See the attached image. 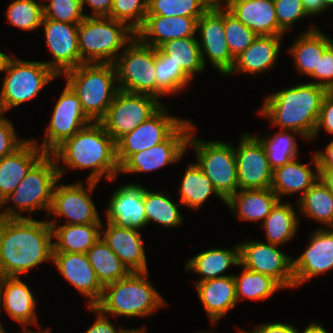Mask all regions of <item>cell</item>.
Segmentation results:
<instances>
[{
    "label": "cell",
    "instance_id": "obj_1",
    "mask_svg": "<svg viewBox=\"0 0 333 333\" xmlns=\"http://www.w3.org/2000/svg\"><path fill=\"white\" fill-rule=\"evenodd\" d=\"M53 231L48 221L4 218L0 221V277L20 276L53 259Z\"/></svg>",
    "mask_w": 333,
    "mask_h": 333
},
{
    "label": "cell",
    "instance_id": "obj_2",
    "mask_svg": "<svg viewBox=\"0 0 333 333\" xmlns=\"http://www.w3.org/2000/svg\"><path fill=\"white\" fill-rule=\"evenodd\" d=\"M58 164L68 169H89L87 181L98 182L105 177L114 181L120 171L116 141L99 122H92L66 139L51 153Z\"/></svg>",
    "mask_w": 333,
    "mask_h": 333
},
{
    "label": "cell",
    "instance_id": "obj_3",
    "mask_svg": "<svg viewBox=\"0 0 333 333\" xmlns=\"http://www.w3.org/2000/svg\"><path fill=\"white\" fill-rule=\"evenodd\" d=\"M328 90L315 83H303L265 97L259 114L281 130L295 131L311 140Z\"/></svg>",
    "mask_w": 333,
    "mask_h": 333
},
{
    "label": "cell",
    "instance_id": "obj_4",
    "mask_svg": "<svg viewBox=\"0 0 333 333\" xmlns=\"http://www.w3.org/2000/svg\"><path fill=\"white\" fill-rule=\"evenodd\" d=\"M56 163L52 154L46 153L27 173L13 193L1 200L4 218H32V213L44 210L49 213L55 184L67 168ZM8 201L12 205L6 207ZM24 211L29 216H23Z\"/></svg>",
    "mask_w": 333,
    "mask_h": 333
},
{
    "label": "cell",
    "instance_id": "obj_5",
    "mask_svg": "<svg viewBox=\"0 0 333 333\" xmlns=\"http://www.w3.org/2000/svg\"><path fill=\"white\" fill-rule=\"evenodd\" d=\"M148 271L130 272L126 277L104 286L94 305L111 316L148 317L166 306L162 295L147 281Z\"/></svg>",
    "mask_w": 333,
    "mask_h": 333
},
{
    "label": "cell",
    "instance_id": "obj_6",
    "mask_svg": "<svg viewBox=\"0 0 333 333\" xmlns=\"http://www.w3.org/2000/svg\"><path fill=\"white\" fill-rule=\"evenodd\" d=\"M63 75L80 99L86 115L93 122H99L119 91L114 64L83 63Z\"/></svg>",
    "mask_w": 333,
    "mask_h": 333
},
{
    "label": "cell",
    "instance_id": "obj_7",
    "mask_svg": "<svg viewBox=\"0 0 333 333\" xmlns=\"http://www.w3.org/2000/svg\"><path fill=\"white\" fill-rule=\"evenodd\" d=\"M136 32L128 24L108 17H85L78 25L79 50L83 63L113 64Z\"/></svg>",
    "mask_w": 333,
    "mask_h": 333
},
{
    "label": "cell",
    "instance_id": "obj_8",
    "mask_svg": "<svg viewBox=\"0 0 333 333\" xmlns=\"http://www.w3.org/2000/svg\"><path fill=\"white\" fill-rule=\"evenodd\" d=\"M2 71L4 78L0 90V111L33 100L52 80L58 77L44 61H28L6 57Z\"/></svg>",
    "mask_w": 333,
    "mask_h": 333
},
{
    "label": "cell",
    "instance_id": "obj_9",
    "mask_svg": "<svg viewBox=\"0 0 333 333\" xmlns=\"http://www.w3.org/2000/svg\"><path fill=\"white\" fill-rule=\"evenodd\" d=\"M194 126L189 134L187 148L192 145L196 164L211 180L218 194L227 201L238 191L237 164L234 146L223 141H203L195 137Z\"/></svg>",
    "mask_w": 333,
    "mask_h": 333
},
{
    "label": "cell",
    "instance_id": "obj_10",
    "mask_svg": "<svg viewBox=\"0 0 333 333\" xmlns=\"http://www.w3.org/2000/svg\"><path fill=\"white\" fill-rule=\"evenodd\" d=\"M156 48L135 37L114 61L119 90L157 98Z\"/></svg>",
    "mask_w": 333,
    "mask_h": 333
},
{
    "label": "cell",
    "instance_id": "obj_11",
    "mask_svg": "<svg viewBox=\"0 0 333 333\" xmlns=\"http://www.w3.org/2000/svg\"><path fill=\"white\" fill-rule=\"evenodd\" d=\"M162 106L163 103L154 96L119 90L99 123L117 141L148 120Z\"/></svg>",
    "mask_w": 333,
    "mask_h": 333
},
{
    "label": "cell",
    "instance_id": "obj_12",
    "mask_svg": "<svg viewBox=\"0 0 333 333\" xmlns=\"http://www.w3.org/2000/svg\"><path fill=\"white\" fill-rule=\"evenodd\" d=\"M93 121L83 111L80 99L66 83L53 108L51 120L45 128L43 142L33 141L45 152L51 154L66 139Z\"/></svg>",
    "mask_w": 333,
    "mask_h": 333
},
{
    "label": "cell",
    "instance_id": "obj_13",
    "mask_svg": "<svg viewBox=\"0 0 333 333\" xmlns=\"http://www.w3.org/2000/svg\"><path fill=\"white\" fill-rule=\"evenodd\" d=\"M168 108L163 105L148 120L116 141L119 166L132 154L164 142L185 121V119L170 116Z\"/></svg>",
    "mask_w": 333,
    "mask_h": 333
},
{
    "label": "cell",
    "instance_id": "obj_14",
    "mask_svg": "<svg viewBox=\"0 0 333 333\" xmlns=\"http://www.w3.org/2000/svg\"><path fill=\"white\" fill-rule=\"evenodd\" d=\"M55 184L52 205L46 217L53 213L56 217L67 218L66 223L72 225L102 224L96 205L91 198V192L98 182L87 181V190L80 181L74 184Z\"/></svg>",
    "mask_w": 333,
    "mask_h": 333
},
{
    "label": "cell",
    "instance_id": "obj_15",
    "mask_svg": "<svg viewBox=\"0 0 333 333\" xmlns=\"http://www.w3.org/2000/svg\"><path fill=\"white\" fill-rule=\"evenodd\" d=\"M239 246L241 267L269 276L283 288H294L293 258L278 245L250 240Z\"/></svg>",
    "mask_w": 333,
    "mask_h": 333
},
{
    "label": "cell",
    "instance_id": "obj_16",
    "mask_svg": "<svg viewBox=\"0 0 333 333\" xmlns=\"http://www.w3.org/2000/svg\"><path fill=\"white\" fill-rule=\"evenodd\" d=\"M194 125L185 120L164 142L132 154L121 166V173H149L175 164L183 158Z\"/></svg>",
    "mask_w": 333,
    "mask_h": 333
},
{
    "label": "cell",
    "instance_id": "obj_17",
    "mask_svg": "<svg viewBox=\"0 0 333 333\" xmlns=\"http://www.w3.org/2000/svg\"><path fill=\"white\" fill-rule=\"evenodd\" d=\"M237 164L238 190L270 188L273 170L270 167L265 147L249 133L242 134L234 147Z\"/></svg>",
    "mask_w": 333,
    "mask_h": 333
},
{
    "label": "cell",
    "instance_id": "obj_18",
    "mask_svg": "<svg viewBox=\"0 0 333 333\" xmlns=\"http://www.w3.org/2000/svg\"><path fill=\"white\" fill-rule=\"evenodd\" d=\"M199 46L204 66L205 57L217 71L227 75L235 58L231 55L225 38L224 8H209L197 21Z\"/></svg>",
    "mask_w": 333,
    "mask_h": 333
},
{
    "label": "cell",
    "instance_id": "obj_19",
    "mask_svg": "<svg viewBox=\"0 0 333 333\" xmlns=\"http://www.w3.org/2000/svg\"><path fill=\"white\" fill-rule=\"evenodd\" d=\"M79 23L43 19L45 42L52 60L44 62L57 76L82 64L78 42Z\"/></svg>",
    "mask_w": 333,
    "mask_h": 333
},
{
    "label": "cell",
    "instance_id": "obj_20",
    "mask_svg": "<svg viewBox=\"0 0 333 333\" xmlns=\"http://www.w3.org/2000/svg\"><path fill=\"white\" fill-rule=\"evenodd\" d=\"M311 235L306 250L293 257L294 288L333 270V228L322 227Z\"/></svg>",
    "mask_w": 333,
    "mask_h": 333
},
{
    "label": "cell",
    "instance_id": "obj_21",
    "mask_svg": "<svg viewBox=\"0 0 333 333\" xmlns=\"http://www.w3.org/2000/svg\"><path fill=\"white\" fill-rule=\"evenodd\" d=\"M52 261L63 278L88 297L87 306H94L101 299L104 286L98 280L87 254L53 252Z\"/></svg>",
    "mask_w": 333,
    "mask_h": 333
},
{
    "label": "cell",
    "instance_id": "obj_22",
    "mask_svg": "<svg viewBox=\"0 0 333 333\" xmlns=\"http://www.w3.org/2000/svg\"><path fill=\"white\" fill-rule=\"evenodd\" d=\"M106 211V222L117 226L138 229L147 225L144 208V187L124 183L111 195Z\"/></svg>",
    "mask_w": 333,
    "mask_h": 333
},
{
    "label": "cell",
    "instance_id": "obj_23",
    "mask_svg": "<svg viewBox=\"0 0 333 333\" xmlns=\"http://www.w3.org/2000/svg\"><path fill=\"white\" fill-rule=\"evenodd\" d=\"M101 238L130 272L148 271L144 242L138 229L125 228L107 222Z\"/></svg>",
    "mask_w": 333,
    "mask_h": 333
},
{
    "label": "cell",
    "instance_id": "obj_24",
    "mask_svg": "<svg viewBox=\"0 0 333 333\" xmlns=\"http://www.w3.org/2000/svg\"><path fill=\"white\" fill-rule=\"evenodd\" d=\"M197 21L194 17L146 15L136 37L143 44L157 49L170 40L196 37Z\"/></svg>",
    "mask_w": 333,
    "mask_h": 333
},
{
    "label": "cell",
    "instance_id": "obj_25",
    "mask_svg": "<svg viewBox=\"0 0 333 333\" xmlns=\"http://www.w3.org/2000/svg\"><path fill=\"white\" fill-rule=\"evenodd\" d=\"M46 153L33 141H26L12 154L0 158V199L13 193L30 169Z\"/></svg>",
    "mask_w": 333,
    "mask_h": 333
},
{
    "label": "cell",
    "instance_id": "obj_26",
    "mask_svg": "<svg viewBox=\"0 0 333 333\" xmlns=\"http://www.w3.org/2000/svg\"><path fill=\"white\" fill-rule=\"evenodd\" d=\"M3 310L23 328L30 324L38 326L36 299L28 285L19 276L0 277Z\"/></svg>",
    "mask_w": 333,
    "mask_h": 333
},
{
    "label": "cell",
    "instance_id": "obj_27",
    "mask_svg": "<svg viewBox=\"0 0 333 333\" xmlns=\"http://www.w3.org/2000/svg\"><path fill=\"white\" fill-rule=\"evenodd\" d=\"M226 9L258 36L285 35L273 0H235Z\"/></svg>",
    "mask_w": 333,
    "mask_h": 333
},
{
    "label": "cell",
    "instance_id": "obj_28",
    "mask_svg": "<svg viewBox=\"0 0 333 333\" xmlns=\"http://www.w3.org/2000/svg\"><path fill=\"white\" fill-rule=\"evenodd\" d=\"M195 284L204 310L214 325L238 304L233 274Z\"/></svg>",
    "mask_w": 333,
    "mask_h": 333
},
{
    "label": "cell",
    "instance_id": "obj_29",
    "mask_svg": "<svg viewBox=\"0 0 333 333\" xmlns=\"http://www.w3.org/2000/svg\"><path fill=\"white\" fill-rule=\"evenodd\" d=\"M283 36H257L253 43L235 58L234 66L227 75L249 73L257 76L272 69L279 57Z\"/></svg>",
    "mask_w": 333,
    "mask_h": 333
},
{
    "label": "cell",
    "instance_id": "obj_30",
    "mask_svg": "<svg viewBox=\"0 0 333 333\" xmlns=\"http://www.w3.org/2000/svg\"><path fill=\"white\" fill-rule=\"evenodd\" d=\"M312 161L314 169L310 164L300 163L297 158L284 164L273 171L271 189L281 200V196L300 193V198L313 184L320 179L318 161L313 153Z\"/></svg>",
    "mask_w": 333,
    "mask_h": 333
},
{
    "label": "cell",
    "instance_id": "obj_31",
    "mask_svg": "<svg viewBox=\"0 0 333 333\" xmlns=\"http://www.w3.org/2000/svg\"><path fill=\"white\" fill-rule=\"evenodd\" d=\"M278 201L271 188L243 189L232 195L226 205L240 220L263 222Z\"/></svg>",
    "mask_w": 333,
    "mask_h": 333
},
{
    "label": "cell",
    "instance_id": "obj_32",
    "mask_svg": "<svg viewBox=\"0 0 333 333\" xmlns=\"http://www.w3.org/2000/svg\"><path fill=\"white\" fill-rule=\"evenodd\" d=\"M308 29L295 39L288 52L293 56L298 72L310 76L314 70H318L319 59L333 40L316 26L312 25Z\"/></svg>",
    "mask_w": 333,
    "mask_h": 333
},
{
    "label": "cell",
    "instance_id": "obj_33",
    "mask_svg": "<svg viewBox=\"0 0 333 333\" xmlns=\"http://www.w3.org/2000/svg\"><path fill=\"white\" fill-rule=\"evenodd\" d=\"M57 219L48 220L52 226L53 252H78L87 253L101 238L102 224H57ZM58 226V227H57Z\"/></svg>",
    "mask_w": 333,
    "mask_h": 333
},
{
    "label": "cell",
    "instance_id": "obj_34",
    "mask_svg": "<svg viewBox=\"0 0 333 333\" xmlns=\"http://www.w3.org/2000/svg\"><path fill=\"white\" fill-rule=\"evenodd\" d=\"M185 265L186 271L202 275L196 283L229 276L223 273L230 266H240V246L234 245V249L211 248L196 254Z\"/></svg>",
    "mask_w": 333,
    "mask_h": 333
},
{
    "label": "cell",
    "instance_id": "obj_35",
    "mask_svg": "<svg viewBox=\"0 0 333 333\" xmlns=\"http://www.w3.org/2000/svg\"><path fill=\"white\" fill-rule=\"evenodd\" d=\"M178 191L180 193L179 202L187 208L200 209L211 195L217 196L226 204L196 162L188 164Z\"/></svg>",
    "mask_w": 333,
    "mask_h": 333
},
{
    "label": "cell",
    "instance_id": "obj_36",
    "mask_svg": "<svg viewBox=\"0 0 333 333\" xmlns=\"http://www.w3.org/2000/svg\"><path fill=\"white\" fill-rule=\"evenodd\" d=\"M261 223L267 243L280 246L295 236L299 219L290 203L279 200Z\"/></svg>",
    "mask_w": 333,
    "mask_h": 333
},
{
    "label": "cell",
    "instance_id": "obj_37",
    "mask_svg": "<svg viewBox=\"0 0 333 333\" xmlns=\"http://www.w3.org/2000/svg\"><path fill=\"white\" fill-rule=\"evenodd\" d=\"M295 203L301 215L333 228V194L320 179Z\"/></svg>",
    "mask_w": 333,
    "mask_h": 333
},
{
    "label": "cell",
    "instance_id": "obj_38",
    "mask_svg": "<svg viewBox=\"0 0 333 333\" xmlns=\"http://www.w3.org/2000/svg\"><path fill=\"white\" fill-rule=\"evenodd\" d=\"M86 254L103 286L118 281L130 273L102 238L91 246Z\"/></svg>",
    "mask_w": 333,
    "mask_h": 333
},
{
    "label": "cell",
    "instance_id": "obj_39",
    "mask_svg": "<svg viewBox=\"0 0 333 333\" xmlns=\"http://www.w3.org/2000/svg\"><path fill=\"white\" fill-rule=\"evenodd\" d=\"M198 40L196 37L178 38L165 42L159 49L193 79L205 69Z\"/></svg>",
    "mask_w": 333,
    "mask_h": 333
},
{
    "label": "cell",
    "instance_id": "obj_40",
    "mask_svg": "<svg viewBox=\"0 0 333 333\" xmlns=\"http://www.w3.org/2000/svg\"><path fill=\"white\" fill-rule=\"evenodd\" d=\"M155 70L157 81V99L167 94H176L185 89L191 81V77L159 48L156 49Z\"/></svg>",
    "mask_w": 333,
    "mask_h": 333
},
{
    "label": "cell",
    "instance_id": "obj_41",
    "mask_svg": "<svg viewBox=\"0 0 333 333\" xmlns=\"http://www.w3.org/2000/svg\"><path fill=\"white\" fill-rule=\"evenodd\" d=\"M179 204L173 202L170 197L163 192H151L144 187V208L147 224L151 221L163 227L175 228L183 224V217L179 212Z\"/></svg>",
    "mask_w": 333,
    "mask_h": 333
},
{
    "label": "cell",
    "instance_id": "obj_42",
    "mask_svg": "<svg viewBox=\"0 0 333 333\" xmlns=\"http://www.w3.org/2000/svg\"><path fill=\"white\" fill-rule=\"evenodd\" d=\"M236 283V298L241 302L266 300L276 291L284 289L275 279L243 267L239 275H233Z\"/></svg>",
    "mask_w": 333,
    "mask_h": 333
},
{
    "label": "cell",
    "instance_id": "obj_43",
    "mask_svg": "<svg viewBox=\"0 0 333 333\" xmlns=\"http://www.w3.org/2000/svg\"><path fill=\"white\" fill-rule=\"evenodd\" d=\"M293 134L303 138L298 132L290 130V133H287V130L281 129L274 133V136H256L265 147L267 159L273 171L297 157L298 145Z\"/></svg>",
    "mask_w": 333,
    "mask_h": 333
},
{
    "label": "cell",
    "instance_id": "obj_44",
    "mask_svg": "<svg viewBox=\"0 0 333 333\" xmlns=\"http://www.w3.org/2000/svg\"><path fill=\"white\" fill-rule=\"evenodd\" d=\"M44 0H13L6 11L8 22L13 27L33 31L42 27Z\"/></svg>",
    "mask_w": 333,
    "mask_h": 333
},
{
    "label": "cell",
    "instance_id": "obj_45",
    "mask_svg": "<svg viewBox=\"0 0 333 333\" xmlns=\"http://www.w3.org/2000/svg\"><path fill=\"white\" fill-rule=\"evenodd\" d=\"M208 9L205 0H148L146 15L185 16L198 20Z\"/></svg>",
    "mask_w": 333,
    "mask_h": 333
},
{
    "label": "cell",
    "instance_id": "obj_46",
    "mask_svg": "<svg viewBox=\"0 0 333 333\" xmlns=\"http://www.w3.org/2000/svg\"><path fill=\"white\" fill-rule=\"evenodd\" d=\"M224 30L228 48L234 58L251 45L258 36L226 8H224Z\"/></svg>",
    "mask_w": 333,
    "mask_h": 333
},
{
    "label": "cell",
    "instance_id": "obj_47",
    "mask_svg": "<svg viewBox=\"0 0 333 333\" xmlns=\"http://www.w3.org/2000/svg\"><path fill=\"white\" fill-rule=\"evenodd\" d=\"M147 7L148 0H113L108 18L126 23L136 32L144 23Z\"/></svg>",
    "mask_w": 333,
    "mask_h": 333
},
{
    "label": "cell",
    "instance_id": "obj_48",
    "mask_svg": "<svg viewBox=\"0 0 333 333\" xmlns=\"http://www.w3.org/2000/svg\"><path fill=\"white\" fill-rule=\"evenodd\" d=\"M44 18L65 23H80L83 14L81 0H49L43 4Z\"/></svg>",
    "mask_w": 333,
    "mask_h": 333
},
{
    "label": "cell",
    "instance_id": "obj_49",
    "mask_svg": "<svg viewBox=\"0 0 333 333\" xmlns=\"http://www.w3.org/2000/svg\"><path fill=\"white\" fill-rule=\"evenodd\" d=\"M279 27L287 33L293 24L308 17L302 0H273Z\"/></svg>",
    "mask_w": 333,
    "mask_h": 333
},
{
    "label": "cell",
    "instance_id": "obj_50",
    "mask_svg": "<svg viewBox=\"0 0 333 333\" xmlns=\"http://www.w3.org/2000/svg\"><path fill=\"white\" fill-rule=\"evenodd\" d=\"M3 115L0 111V158L12 154L26 141L18 138L13 124Z\"/></svg>",
    "mask_w": 333,
    "mask_h": 333
},
{
    "label": "cell",
    "instance_id": "obj_51",
    "mask_svg": "<svg viewBox=\"0 0 333 333\" xmlns=\"http://www.w3.org/2000/svg\"><path fill=\"white\" fill-rule=\"evenodd\" d=\"M310 77L317 79L311 83L333 91V43L324 51L319 59L318 70H314Z\"/></svg>",
    "mask_w": 333,
    "mask_h": 333
},
{
    "label": "cell",
    "instance_id": "obj_52",
    "mask_svg": "<svg viewBox=\"0 0 333 333\" xmlns=\"http://www.w3.org/2000/svg\"><path fill=\"white\" fill-rule=\"evenodd\" d=\"M322 128L333 135V91H328L323 98L317 126L311 140H314L319 135Z\"/></svg>",
    "mask_w": 333,
    "mask_h": 333
},
{
    "label": "cell",
    "instance_id": "obj_53",
    "mask_svg": "<svg viewBox=\"0 0 333 333\" xmlns=\"http://www.w3.org/2000/svg\"><path fill=\"white\" fill-rule=\"evenodd\" d=\"M89 311H92L97 314V318L94 321L93 325L84 332V333H122L124 328L116 329L115 325L109 321L108 315L102 313L95 306H86Z\"/></svg>",
    "mask_w": 333,
    "mask_h": 333
},
{
    "label": "cell",
    "instance_id": "obj_54",
    "mask_svg": "<svg viewBox=\"0 0 333 333\" xmlns=\"http://www.w3.org/2000/svg\"><path fill=\"white\" fill-rule=\"evenodd\" d=\"M85 5L93 10V13L85 15L86 17H108L113 7V0H81L82 9H85Z\"/></svg>",
    "mask_w": 333,
    "mask_h": 333
},
{
    "label": "cell",
    "instance_id": "obj_55",
    "mask_svg": "<svg viewBox=\"0 0 333 333\" xmlns=\"http://www.w3.org/2000/svg\"><path fill=\"white\" fill-rule=\"evenodd\" d=\"M249 333H298V329L293 324L271 322L259 325Z\"/></svg>",
    "mask_w": 333,
    "mask_h": 333
},
{
    "label": "cell",
    "instance_id": "obj_56",
    "mask_svg": "<svg viewBox=\"0 0 333 333\" xmlns=\"http://www.w3.org/2000/svg\"><path fill=\"white\" fill-rule=\"evenodd\" d=\"M319 169H333V139L328 143L324 151L315 152Z\"/></svg>",
    "mask_w": 333,
    "mask_h": 333
},
{
    "label": "cell",
    "instance_id": "obj_57",
    "mask_svg": "<svg viewBox=\"0 0 333 333\" xmlns=\"http://www.w3.org/2000/svg\"><path fill=\"white\" fill-rule=\"evenodd\" d=\"M302 4L309 17L327 11L322 0H302Z\"/></svg>",
    "mask_w": 333,
    "mask_h": 333
},
{
    "label": "cell",
    "instance_id": "obj_58",
    "mask_svg": "<svg viewBox=\"0 0 333 333\" xmlns=\"http://www.w3.org/2000/svg\"><path fill=\"white\" fill-rule=\"evenodd\" d=\"M320 180L333 194V169H319Z\"/></svg>",
    "mask_w": 333,
    "mask_h": 333
},
{
    "label": "cell",
    "instance_id": "obj_59",
    "mask_svg": "<svg viewBox=\"0 0 333 333\" xmlns=\"http://www.w3.org/2000/svg\"><path fill=\"white\" fill-rule=\"evenodd\" d=\"M298 333H329L324 327L321 326L318 322H312L306 328L304 331Z\"/></svg>",
    "mask_w": 333,
    "mask_h": 333
},
{
    "label": "cell",
    "instance_id": "obj_60",
    "mask_svg": "<svg viewBox=\"0 0 333 333\" xmlns=\"http://www.w3.org/2000/svg\"><path fill=\"white\" fill-rule=\"evenodd\" d=\"M209 8H227L235 0H205ZM226 2L224 5L222 3Z\"/></svg>",
    "mask_w": 333,
    "mask_h": 333
},
{
    "label": "cell",
    "instance_id": "obj_61",
    "mask_svg": "<svg viewBox=\"0 0 333 333\" xmlns=\"http://www.w3.org/2000/svg\"><path fill=\"white\" fill-rule=\"evenodd\" d=\"M122 333H147L146 332V329L143 327V328H141V329H137V328H131V329H125L124 328V330L122 331Z\"/></svg>",
    "mask_w": 333,
    "mask_h": 333
},
{
    "label": "cell",
    "instance_id": "obj_62",
    "mask_svg": "<svg viewBox=\"0 0 333 333\" xmlns=\"http://www.w3.org/2000/svg\"><path fill=\"white\" fill-rule=\"evenodd\" d=\"M0 50H1V46H0ZM7 56L8 55L6 53H3L2 51H0V72H2L3 64H4Z\"/></svg>",
    "mask_w": 333,
    "mask_h": 333
},
{
    "label": "cell",
    "instance_id": "obj_63",
    "mask_svg": "<svg viewBox=\"0 0 333 333\" xmlns=\"http://www.w3.org/2000/svg\"><path fill=\"white\" fill-rule=\"evenodd\" d=\"M23 330H25L24 331V333H51V331H50V328H48V329H46V330H43V331H36V332H34V331H31L30 329H28V327L27 328H23ZM20 333V332H19ZM21 333H23V332H21Z\"/></svg>",
    "mask_w": 333,
    "mask_h": 333
},
{
    "label": "cell",
    "instance_id": "obj_64",
    "mask_svg": "<svg viewBox=\"0 0 333 333\" xmlns=\"http://www.w3.org/2000/svg\"><path fill=\"white\" fill-rule=\"evenodd\" d=\"M323 1V6L327 10L330 8V6H333V0H322Z\"/></svg>",
    "mask_w": 333,
    "mask_h": 333
},
{
    "label": "cell",
    "instance_id": "obj_65",
    "mask_svg": "<svg viewBox=\"0 0 333 333\" xmlns=\"http://www.w3.org/2000/svg\"><path fill=\"white\" fill-rule=\"evenodd\" d=\"M1 308H3V301H2V289L0 285V311L2 310ZM0 328H3L2 323H0Z\"/></svg>",
    "mask_w": 333,
    "mask_h": 333
},
{
    "label": "cell",
    "instance_id": "obj_66",
    "mask_svg": "<svg viewBox=\"0 0 333 333\" xmlns=\"http://www.w3.org/2000/svg\"><path fill=\"white\" fill-rule=\"evenodd\" d=\"M0 209L2 210V203H1V199H0ZM1 219H4L3 213L0 212V221Z\"/></svg>",
    "mask_w": 333,
    "mask_h": 333
},
{
    "label": "cell",
    "instance_id": "obj_67",
    "mask_svg": "<svg viewBox=\"0 0 333 333\" xmlns=\"http://www.w3.org/2000/svg\"><path fill=\"white\" fill-rule=\"evenodd\" d=\"M0 333H6L4 328H0Z\"/></svg>",
    "mask_w": 333,
    "mask_h": 333
},
{
    "label": "cell",
    "instance_id": "obj_68",
    "mask_svg": "<svg viewBox=\"0 0 333 333\" xmlns=\"http://www.w3.org/2000/svg\"><path fill=\"white\" fill-rule=\"evenodd\" d=\"M240 333H249V331H244V330H241Z\"/></svg>",
    "mask_w": 333,
    "mask_h": 333
},
{
    "label": "cell",
    "instance_id": "obj_69",
    "mask_svg": "<svg viewBox=\"0 0 333 333\" xmlns=\"http://www.w3.org/2000/svg\"><path fill=\"white\" fill-rule=\"evenodd\" d=\"M212 332H213V331H211V332H210V331H208V332H198V333H212Z\"/></svg>",
    "mask_w": 333,
    "mask_h": 333
}]
</instances>
